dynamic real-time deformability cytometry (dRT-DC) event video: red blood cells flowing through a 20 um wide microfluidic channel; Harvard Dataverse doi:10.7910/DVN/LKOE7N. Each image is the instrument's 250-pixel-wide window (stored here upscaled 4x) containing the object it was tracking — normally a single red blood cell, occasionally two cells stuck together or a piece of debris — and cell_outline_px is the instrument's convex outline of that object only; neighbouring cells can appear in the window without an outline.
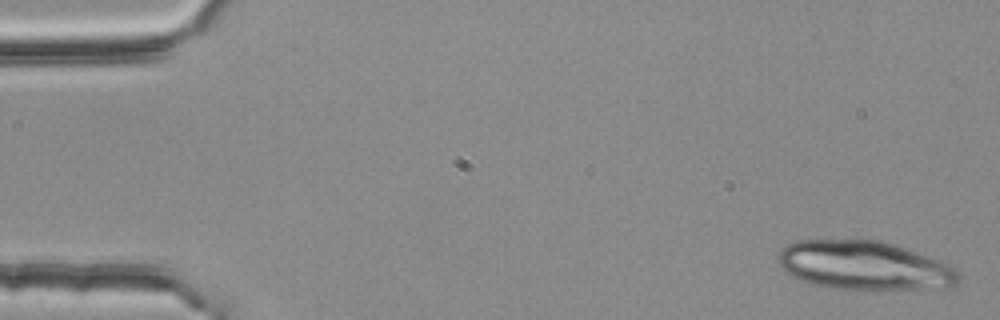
{"species": "common noctule bat (a hibernating species)", "species_latin": "Nyctalus noctula", "temperature_condition": "room temperature", "stored_images_in_passage": 5, "segment_of_instrument_passage": [2, 2], "camera_frame_rate_fps": 3000, "um_per_image_px": 0.085, "animal": {"sex": "female", "body_mass_g": 25.1}, "frame": {"image": 1, "passage_image": 5, "time_ms": 1.333, "image_size_px": [1000, 320], "cell_outline_px": [[960, 280], [956, 288], [872, 292], [856, 292], [824, 288], [800, 280], [784, 272], [776, 260], [776, 256], [788, 244], [796, 240], [880, 240], [896, 244], [908, 248], [940, 260], [956, 268], [960, 272]], "centroid_in_image_um": [73.54, 22.64], "position_along_channel_um": 11.5, "area_um2": 53.87}}